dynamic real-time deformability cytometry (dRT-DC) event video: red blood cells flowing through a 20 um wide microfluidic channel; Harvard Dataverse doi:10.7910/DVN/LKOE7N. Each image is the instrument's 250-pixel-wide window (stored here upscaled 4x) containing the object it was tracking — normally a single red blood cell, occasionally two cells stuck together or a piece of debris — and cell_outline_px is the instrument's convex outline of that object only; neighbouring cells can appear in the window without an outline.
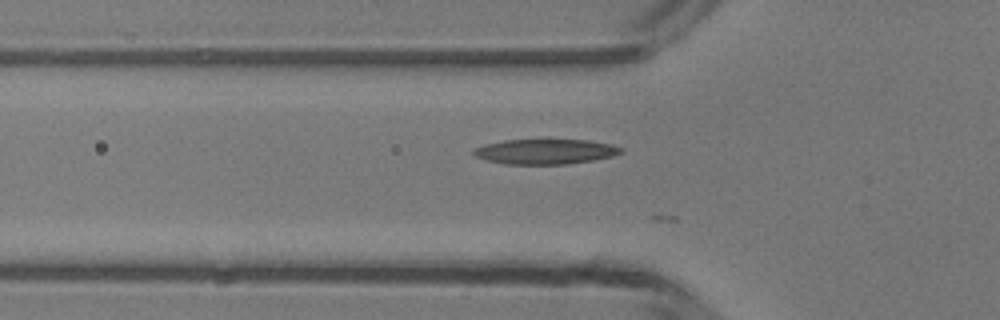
{"species": "common noctule bat (a hibernating species)", "species_latin": "Nyctalus noctula", "temperature_condition": "room temperature", "stored_images_in_passage": 17, "camera_frame_rate_fps": 3000, "um_per_image_px": 0.085, "animal": {"sex": "male", "body_mass_g": 13.3}, "frame": {"image": 1, "passage_image": 5, "time_ms": 1.333, "image_size_px": [1000, 320], "cell_outline_px": [[624, 152], [612, 156], [592, 160], [568, 164], [504, 164], [488, 160], [476, 156], [472, 152], [472, 148], [484, 144], [504, 140], [588, 140], [612, 144], [624, 148]], "centroid_in_image_um": [46.36, 12.88], "position_along_channel_um": 79.4, "area_um2": 21.56}}